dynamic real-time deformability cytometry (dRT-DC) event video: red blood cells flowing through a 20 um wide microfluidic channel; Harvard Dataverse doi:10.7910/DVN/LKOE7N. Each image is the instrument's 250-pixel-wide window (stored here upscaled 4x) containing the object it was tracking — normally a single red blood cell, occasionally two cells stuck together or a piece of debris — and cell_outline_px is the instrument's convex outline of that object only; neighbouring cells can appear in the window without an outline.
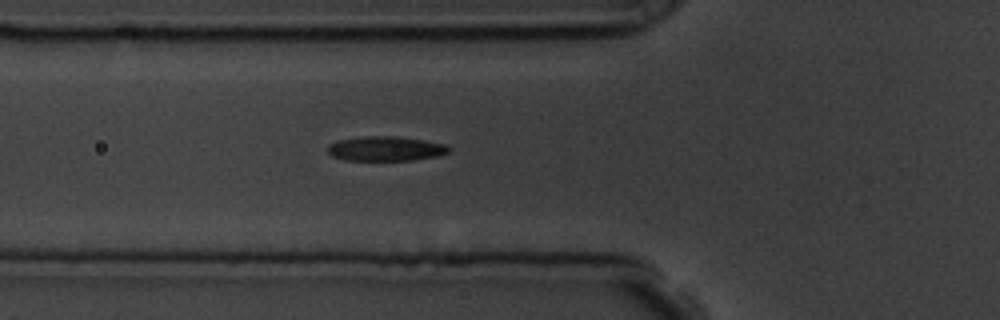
{"species": "common noctule bat (a hibernating species)", "species_latin": "Nyctalus noctula", "temperature_condition": "room temperature", "stored_images_in_passage": 52, "camera_frame_rate_fps": 3000, "um_per_image_px": 0.085, "animal": {"sex": "male", "body_mass_g": 19.5, "forearm_length_mm": 54.6}, "frame": {"image": 1, "passage_image": 20, "time_ms": 6.333, "image_size_px": [1000, 320], "cell_outline_px": [[448, 152], [436, 156], [412, 160], [344, 160], [332, 156], [328, 152], [328, 144], [336, 140], [364, 136], [396, 136], [424, 140], [444, 144], [448, 148]], "centroid_in_image_um": [32.71, 12.63], "position_along_channel_um": 93.1, "area_um2": 17.28}}
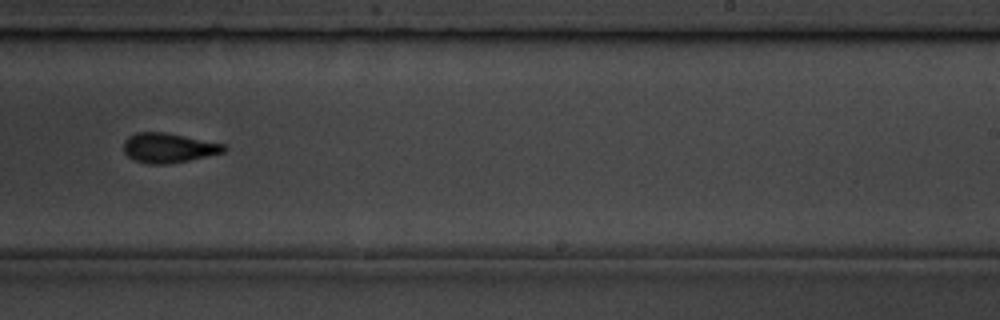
{"frame": {"image": 2, "passage_image": 35, "time_ms": 11.333, "image_size_px": [1000, 320], "cell_outline_px": [[228, 148], [224, 152], [188, 160], [168, 164], [148, 164], [136, 160], [128, 156], [124, 152], [124, 140], [128, 136], [136, 132], [164, 132], [224, 144]], "centroid_in_image_um": [14.3, 12.56], "position_along_channel_um": 274.7, "area_um2": 17.17}}
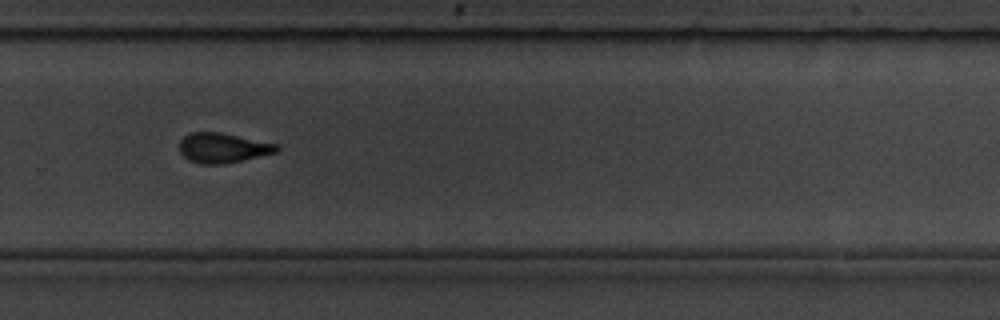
{"frame": {"image": 3, "passage_image": 38, "time_ms": 12.333, "image_size_px": [1000, 320], "cell_outline_px": [[280, 148], [276, 152], [240, 160], [220, 164], [204, 164], [188, 160], [180, 152], [180, 140], [188, 132], [220, 132], [276, 144]], "centroid_in_image_um": [18.89, 12.55], "position_along_channel_um": 310.9, "area_um2": 16.59}}